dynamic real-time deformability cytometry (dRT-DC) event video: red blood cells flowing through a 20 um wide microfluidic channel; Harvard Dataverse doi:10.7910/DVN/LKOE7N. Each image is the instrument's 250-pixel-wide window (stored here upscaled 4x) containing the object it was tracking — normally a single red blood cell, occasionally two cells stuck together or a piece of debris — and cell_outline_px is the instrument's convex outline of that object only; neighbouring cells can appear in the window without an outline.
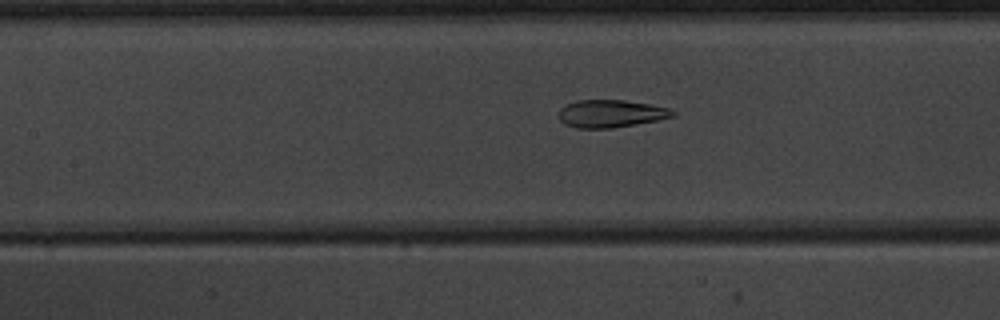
{"species": "common noctule bat (a hibernating species)", "species_latin": "Nyctalus noctula", "temperature_condition": "warm", "stored_images_in_passage": 52, "camera_frame_rate_fps": 3000, "um_per_image_px": 0.085, "animal": {"sex": "male", "body_mass_g": 20.1, "forearm_length_mm": 53.5}, "frame": {"image": 1, "passage_image": 25, "time_ms": 8.0, "image_size_px": [1000, 320], "cell_outline_px": [[676, 116], [656, 120], [612, 128], [576, 128], [564, 124], [560, 120], [560, 108], [564, 104], [576, 100], [624, 100], [672, 108], [676, 112]], "centroid_in_image_um": [51.92, 9.65], "position_along_channel_um": 155.5, "area_um2": 18.38}}
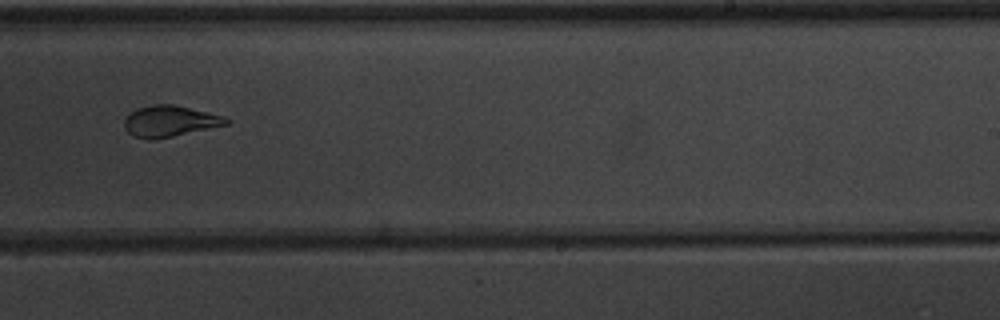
{"frame": {"image": 2, "passage_image": 34, "time_ms": 11.0, "image_size_px": [1000, 320], "cell_outline_px": [[232, 120], [228, 124], [172, 136], [152, 140], [148, 140], [132, 136], [124, 128], [124, 120], [136, 108], [152, 104], [172, 104], [220, 116]], "centroid_in_image_um": [14.36, 10.31], "position_along_channel_um": 274.6, "area_um2": 18.15}}
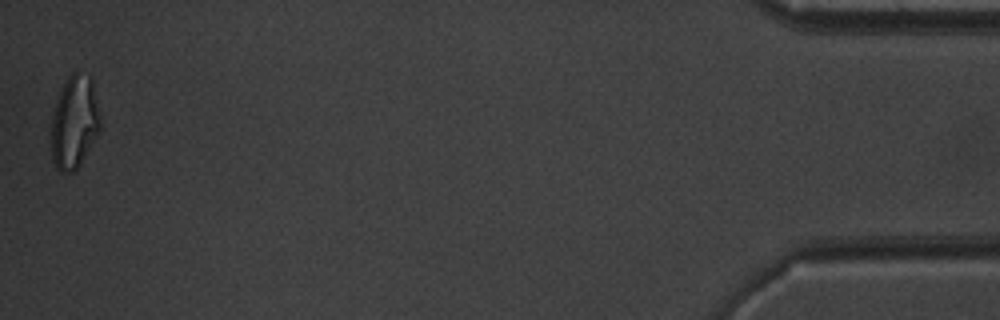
{"frame": {"image": 3, "passage_image": 52, "time_ms": 17.0, "image_size_px": [1000, 320], "cell_outline_px": [[100, 132], [80, 164], [72, 172], [60, 172], [56, 168], [52, 160], [52, 116], [60, 88], [68, 76], [76, 68], [92, 76], [100, 120]], "centroid_in_image_um": [6.33, 10.32], "position_along_channel_um": 428.9, "area_um2": 26.88}, "authors_computed_cell_mechanics": {"area_um2": 22.3108, "velocity_mm_per_s": 3.985, "shape_relaxation_time_tau1_ms": 6.4642, "shape_relaxation_time_tau2_ms": 1.1422, "deformation_change_tau1": 0.2201, "deformation_change_tau2": 0.0937}}